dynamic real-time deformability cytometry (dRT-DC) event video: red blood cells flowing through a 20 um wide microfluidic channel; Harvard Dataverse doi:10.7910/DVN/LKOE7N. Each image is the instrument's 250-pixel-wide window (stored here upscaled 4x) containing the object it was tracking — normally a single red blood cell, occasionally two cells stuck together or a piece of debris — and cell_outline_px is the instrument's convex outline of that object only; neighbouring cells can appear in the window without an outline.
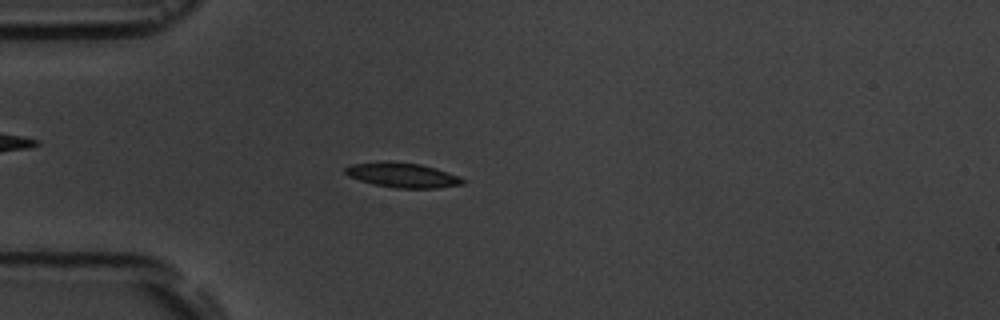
{"species": "common noctule bat (a hibernating species)", "species_latin": "Nyctalus noctula", "temperature_condition": "room temperature", "stored_images_in_passage": 52, "camera_frame_rate_fps": 3000, "um_per_image_px": 0.085, "animal": {"sex": "male", "body_mass_g": 19.5, "forearm_length_mm": 54.6}, "frame": {"image": 1, "passage_image": 12, "time_ms": 3.667, "image_size_px": [1000, 320], "cell_outline_px": [[468, 180], [464, 184], [436, 188], [396, 188], [372, 184], [348, 176], [344, 172], [344, 168], [352, 164], [388, 160], [420, 164], [436, 168], [448, 172]], "centroid_in_image_um": [34.22, 14.88], "position_along_channel_um": 50.8, "area_um2": 17.17}}
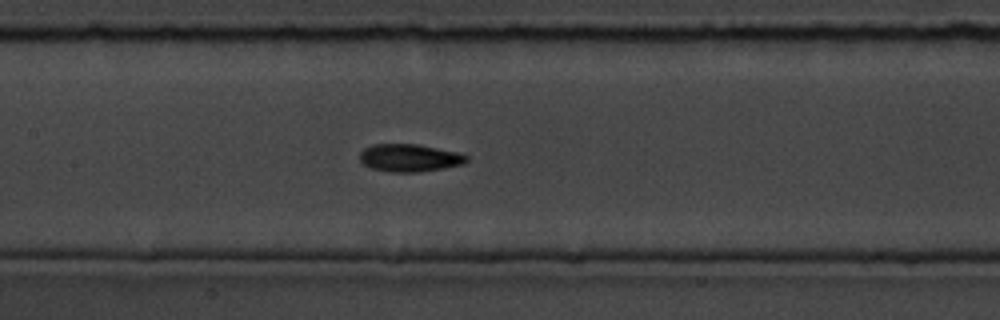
{"frame": {"image": 2, "passage_image": 23, "time_ms": 7.333, "image_size_px": [1000, 320], "cell_outline_px": [[468, 160], [464, 164], [444, 168], [420, 172], [388, 172], [372, 168], [364, 164], [360, 160], [360, 152], [364, 148], [372, 144], [416, 144], [456, 152], [468, 156]], "centroid_in_image_um": [34.8, 13.42], "position_along_channel_um": 172.6, "area_um2": 17.17}}
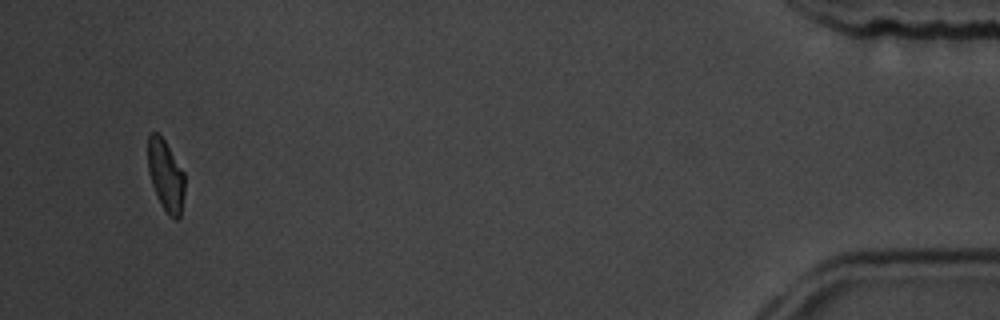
{"frame": {"image": 3, "passage_image": 50, "time_ms": 16.333, "image_size_px": [1000, 320], "cell_outline_px": [[184, 192], [180, 216], [176, 220], [168, 216], [160, 204], [152, 184], [148, 172], [148, 136], [152, 132], [156, 132], [164, 140], [184, 172]], "centroid_in_image_um": [14.08, 14.95], "position_along_channel_um": 421.1, "area_um2": 15.2}, "authors_computed_cell_mechanics": {"area_um2": 16.2996, "velocity_mm_per_s": 3.6422, "shape_relaxation_time_tau1_ms": 3.0913, "shape_relaxation_time_tau2_ms": 6.141, "deformation_change_tau1": 0.1438, "deformation_change_tau2": 0.11}}